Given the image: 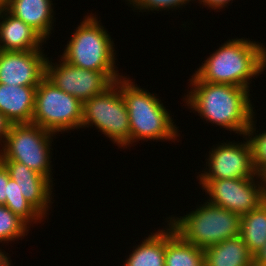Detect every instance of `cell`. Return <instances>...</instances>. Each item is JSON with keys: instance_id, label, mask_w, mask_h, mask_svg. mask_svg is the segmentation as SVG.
I'll list each match as a JSON object with an SVG mask.
<instances>
[{"instance_id": "obj_19", "label": "cell", "mask_w": 266, "mask_h": 266, "mask_svg": "<svg viewBox=\"0 0 266 266\" xmlns=\"http://www.w3.org/2000/svg\"><path fill=\"white\" fill-rule=\"evenodd\" d=\"M135 248L123 266H165L166 228L151 233Z\"/></svg>"}, {"instance_id": "obj_23", "label": "cell", "mask_w": 266, "mask_h": 266, "mask_svg": "<svg viewBox=\"0 0 266 266\" xmlns=\"http://www.w3.org/2000/svg\"><path fill=\"white\" fill-rule=\"evenodd\" d=\"M255 118L253 116L247 135L252 143L254 168L259 174L266 167V130L259 134L256 132Z\"/></svg>"}, {"instance_id": "obj_30", "label": "cell", "mask_w": 266, "mask_h": 266, "mask_svg": "<svg viewBox=\"0 0 266 266\" xmlns=\"http://www.w3.org/2000/svg\"><path fill=\"white\" fill-rule=\"evenodd\" d=\"M259 177L262 183L263 193L266 199V167L259 173Z\"/></svg>"}, {"instance_id": "obj_26", "label": "cell", "mask_w": 266, "mask_h": 266, "mask_svg": "<svg viewBox=\"0 0 266 266\" xmlns=\"http://www.w3.org/2000/svg\"><path fill=\"white\" fill-rule=\"evenodd\" d=\"M11 123L0 112V146L2 147L8 135Z\"/></svg>"}, {"instance_id": "obj_22", "label": "cell", "mask_w": 266, "mask_h": 266, "mask_svg": "<svg viewBox=\"0 0 266 266\" xmlns=\"http://www.w3.org/2000/svg\"><path fill=\"white\" fill-rule=\"evenodd\" d=\"M29 228L9 208L5 205H0V243H11L17 239H24L28 234Z\"/></svg>"}, {"instance_id": "obj_8", "label": "cell", "mask_w": 266, "mask_h": 266, "mask_svg": "<svg viewBox=\"0 0 266 266\" xmlns=\"http://www.w3.org/2000/svg\"><path fill=\"white\" fill-rule=\"evenodd\" d=\"M83 103L56 87L46 77L35 92L32 124L54 134L80 129L83 121Z\"/></svg>"}, {"instance_id": "obj_15", "label": "cell", "mask_w": 266, "mask_h": 266, "mask_svg": "<svg viewBox=\"0 0 266 266\" xmlns=\"http://www.w3.org/2000/svg\"><path fill=\"white\" fill-rule=\"evenodd\" d=\"M36 88L0 83V112L11 124L32 122Z\"/></svg>"}, {"instance_id": "obj_29", "label": "cell", "mask_w": 266, "mask_h": 266, "mask_svg": "<svg viewBox=\"0 0 266 266\" xmlns=\"http://www.w3.org/2000/svg\"><path fill=\"white\" fill-rule=\"evenodd\" d=\"M0 249V266H12L8 253Z\"/></svg>"}, {"instance_id": "obj_4", "label": "cell", "mask_w": 266, "mask_h": 266, "mask_svg": "<svg viewBox=\"0 0 266 266\" xmlns=\"http://www.w3.org/2000/svg\"><path fill=\"white\" fill-rule=\"evenodd\" d=\"M179 217H168L166 222L186 242L203 250L240 234L242 216L208 201Z\"/></svg>"}, {"instance_id": "obj_5", "label": "cell", "mask_w": 266, "mask_h": 266, "mask_svg": "<svg viewBox=\"0 0 266 266\" xmlns=\"http://www.w3.org/2000/svg\"><path fill=\"white\" fill-rule=\"evenodd\" d=\"M83 19L65 45L61 58L70 65L83 69L118 71L114 41L108 31L92 13Z\"/></svg>"}, {"instance_id": "obj_20", "label": "cell", "mask_w": 266, "mask_h": 266, "mask_svg": "<svg viewBox=\"0 0 266 266\" xmlns=\"http://www.w3.org/2000/svg\"><path fill=\"white\" fill-rule=\"evenodd\" d=\"M239 236L254 256L266 243V201L241 217Z\"/></svg>"}, {"instance_id": "obj_9", "label": "cell", "mask_w": 266, "mask_h": 266, "mask_svg": "<svg viewBox=\"0 0 266 266\" xmlns=\"http://www.w3.org/2000/svg\"><path fill=\"white\" fill-rule=\"evenodd\" d=\"M58 62L54 64L47 57L46 78L82 103L103 93L123 76L119 71H94L72 66L61 57Z\"/></svg>"}, {"instance_id": "obj_18", "label": "cell", "mask_w": 266, "mask_h": 266, "mask_svg": "<svg viewBox=\"0 0 266 266\" xmlns=\"http://www.w3.org/2000/svg\"><path fill=\"white\" fill-rule=\"evenodd\" d=\"M165 266H204V250L186 242L168 222Z\"/></svg>"}, {"instance_id": "obj_28", "label": "cell", "mask_w": 266, "mask_h": 266, "mask_svg": "<svg viewBox=\"0 0 266 266\" xmlns=\"http://www.w3.org/2000/svg\"><path fill=\"white\" fill-rule=\"evenodd\" d=\"M253 266H266V243L253 256Z\"/></svg>"}, {"instance_id": "obj_21", "label": "cell", "mask_w": 266, "mask_h": 266, "mask_svg": "<svg viewBox=\"0 0 266 266\" xmlns=\"http://www.w3.org/2000/svg\"><path fill=\"white\" fill-rule=\"evenodd\" d=\"M5 206L22 219L29 227L45 219L23 196L18 183L12 178L7 183ZM33 222V223H32ZM38 222V223H37Z\"/></svg>"}, {"instance_id": "obj_13", "label": "cell", "mask_w": 266, "mask_h": 266, "mask_svg": "<svg viewBox=\"0 0 266 266\" xmlns=\"http://www.w3.org/2000/svg\"><path fill=\"white\" fill-rule=\"evenodd\" d=\"M7 168L10 178L18 183L25 199L45 218L51 208L53 183L35 170L17 161H1ZM48 214V215H46Z\"/></svg>"}, {"instance_id": "obj_31", "label": "cell", "mask_w": 266, "mask_h": 266, "mask_svg": "<svg viewBox=\"0 0 266 266\" xmlns=\"http://www.w3.org/2000/svg\"><path fill=\"white\" fill-rule=\"evenodd\" d=\"M7 0H0V5H3Z\"/></svg>"}, {"instance_id": "obj_24", "label": "cell", "mask_w": 266, "mask_h": 266, "mask_svg": "<svg viewBox=\"0 0 266 266\" xmlns=\"http://www.w3.org/2000/svg\"><path fill=\"white\" fill-rule=\"evenodd\" d=\"M128 4L132 6V10H140L141 12L150 11H162L164 9L169 11L171 8L179 9L182 6L185 7L189 0H126ZM143 10V11H142Z\"/></svg>"}, {"instance_id": "obj_27", "label": "cell", "mask_w": 266, "mask_h": 266, "mask_svg": "<svg viewBox=\"0 0 266 266\" xmlns=\"http://www.w3.org/2000/svg\"><path fill=\"white\" fill-rule=\"evenodd\" d=\"M230 1L233 0H202L199 4H203L204 7L207 6L209 7L208 9H213V10H217V9H222L225 8L227 6V4L229 5Z\"/></svg>"}, {"instance_id": "obj_11", "label": "cell", "mask_w": 266, "mask_h": 266, "mask_svg": "<svg viewBox=\"0 0 266 266\" xmlns=\"http://www.w3.org/2000/svg\"><path fill=\"white\" fill-rule=\"evenodd\" d=\"M242 142H223L209 151L206 168L198 180L248 179L257 175L253 164L252 143L247 134ZM208 164V165H207ZM208 166V168H207ZM207 170V171H206Z\"/></svg>"}, {"instance_id": "obj_17", "label": "cell", "mask_w": 266, "mask_h": 266, "mask_svg": "<svg viewBox=\"0 0 266 266\" xmlns=\"http://www.w3.org/2000/svg\"><path fill=\"white\" fill-rule=\"evenodd\" d=\"M204 266H253V255L237 236L205 248Z\"/></svg>"}, {"instance_id": "obj_25", "label": "cell", "mask_w": 266, "mask_h": 266, "mask_svg": "<svg viewBox=\"0 0 266 266\" xmlns=\"http://www.w3.org/2000/svg\"><path fill=\"white\" fill-rule=\"evenodd\" d=\"M9 179V172L5 165L0 161V205H5L6 203L7 183Z\"/></svg>"}, {"instance_id": "obj_3", "label": "cell", "mask_w": 266, "mask_h": 266, "mask_svg": "<svg viewBox=\"0 0 266 266\" xmlns=\"http://www.w3.org/2000/svg\"><path fill=\"white\" fill-rule=\"evenodd\" d=\"M129 79L119 78V89L129 114L130 144L140 140L175 141L180 135L179 127L174 124L170 111L155 93L151 94Z\"/></svg>"}, {"instance_id": "obj_16", "label": "cell", "mask_w": 266, "mask_h": 266, "mask_svg": "<svg viewBox=\"0 0 266 266\" xmlns=\"http://www.w3.org/2000/svg\"><path fill=\"white\" fill-rule=\"evenodd\" d=\"M52 0H7L3 6L15 17L35 29L45 40L51 36L54 23Z\"/></svg>"}, {"instance_id": "obj_7", "label": "cell", "mask_w": 266, "mask_h": 266, "mask_svg": "<svg viewBox=\"0 0 266 266\" xmlns=\"http://www.w3.org/2000/svg\"><path fill=\"white\" fill-rule=\"evenodd\" d=\"M81 128L95 127L119 148L130 145V122L127 105L117 79L103 93L83 102Z\"/></svg>"}, {"instance_id": "obj_10", "label": "cell", "mask_w": 266, "mask_h": 266, "mask_svg": "<svg viewBox=\"0 0 266 266\" xmlns=\"http://www.w3.org/2000/svg\"><path fill=\"white\" fill-rule=\"evenodd\" d=\"M198 181L205 193L209 195L207 199L209 203L241 216L258 208L266 201L259 174L248 179Z\"/></svg>"}, {"instance_id": "obj_12", "label": "cell", "mask_w": 266, "mask_h": 266, "mask_svg": "<svg viewBox=\"0 0 266 266\" xmlns=\"http://www.w3.org/2000/svg\"><path fill=\"white\" fill-rule=\"evenodd\" d=\"M43 51L44 49L0 50V83L15 86H38L46 77L47 55Z\"/></svg>"}, {"instance_id": "obj_14", "label": "cell", "mask_w": 266, "mask_h": 266, "mask_svg": "<svg viewBox=\"0 0 266 266\" xmlns=\"http://www.w3.org/2000/svg\"><path fill=\"white\" fill-rule=\"evenodd\" d=\"M43 42L46 40L35 29L0 5L1 51L42 50Z\"/></svg>"}, {"instance_id": "obj_2", "label": "cell", "mask_w": 266, "mask_h": 266, "mask_svg": "<svg viewBox=\"0 0 266 266\" xmlns=\"http://www.w3.org/2000/svg\"><path fill=\"white\" fill-rule=\"evenodd\" d=\"M203 62L194 73L201 81L230 84L250 91L252 79L266 69V47L247 38L229 39Z\"/></svg>"}, {"instance_id": "obj_6", "label": "cell", "mask_w": 266, "mask_h": 266, "mask_svg": "<svg viewBox=\"0 0 266 266\" xmlns=\"http://www.w3.org/2000/svg\"><path fill=\"white\" fill-rule=\"evenodd\" d=\"M55 134L39 125L11 124L0 149V161H17L53 182L51 143ZM51 149V150H50Z\"/></svg>"}, {"instance_id": "obj_1", "label": "cell", "mask_w": 266, "mask_h": 266, "mask_svg": "<svg viewBox=\"0 0 266 266\" xmlns=\"http://www.w3.org/2000/svg\"><path fill=\"white\" fill-rule=\"evenodd\" d=\"M191 90L187 92L185 106L197 112L206 122L225 128L238 135L247 134L255 112L250 91L230 84L201 81L191 76Z\"/></svg>"}]
</instances>
